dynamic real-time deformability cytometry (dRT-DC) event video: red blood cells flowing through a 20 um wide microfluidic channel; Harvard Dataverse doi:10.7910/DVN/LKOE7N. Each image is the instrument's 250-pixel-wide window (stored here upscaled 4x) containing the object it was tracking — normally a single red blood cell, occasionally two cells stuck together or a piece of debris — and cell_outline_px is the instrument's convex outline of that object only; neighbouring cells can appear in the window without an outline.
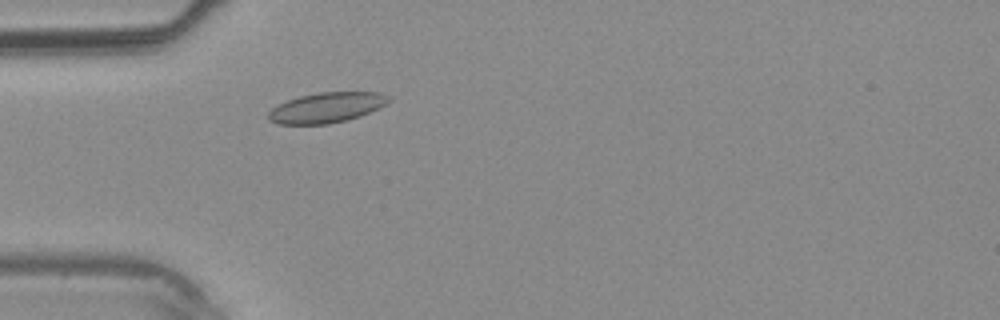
{"species": "common noctule bat (a hibernating species)", "species_latin": "Nyctalus noctula", "temperature_condition": "warm", "stored_images_in_passage": 30, "camera_frame_rate_fps": 3000, "um_per_image_px": 0.085, "animal": {"sex": "male", "body_mass_g": 20.4}, "frame": {"image": 1, "passage_image": 3, "time_ms": 0.667, "image_size_px": [1000, 320], "cell_outline_px": [[392, 100], [388, 104], [360, 116], [348, 120], [328, 124], [276, 124], [268, 120], [268, 112], [272, 108], [288, 100], [300, 96], [316, 92], [380, 92], [392, 96]], "centroid_in_image_um": [27.81, 9.14], "position_along_channel_um": 57.2, "area_um2": 21.44}}
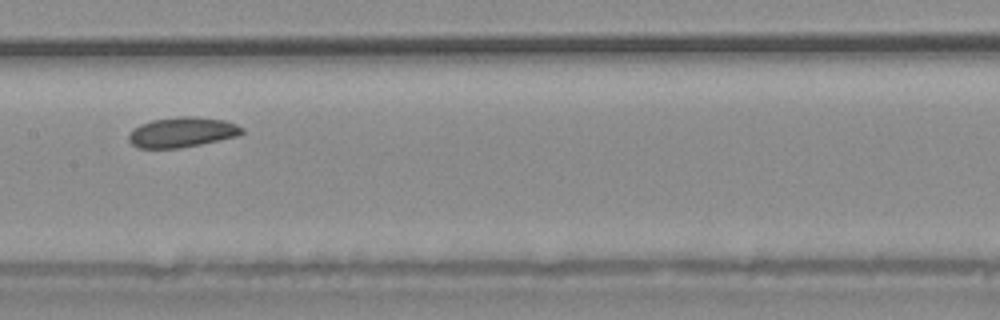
{"frame": {"image": 2, "passage_image": 11, "time_ms": 3.333, "image_size_px": [1000, 320], "cell_outline_px": [[244, 132], [236, 136], [200, 144], [180, 148], [136, 148], [128, 140], [128, 136], [140, 124], [152, 120], [180, 116], [192, 116], [224, 120], [236, 124], [244, 128]], "centroid_in_image_um": [15.47, 11.24], "position_along_channel_um": 191.9, "area_um2": 19.71}}
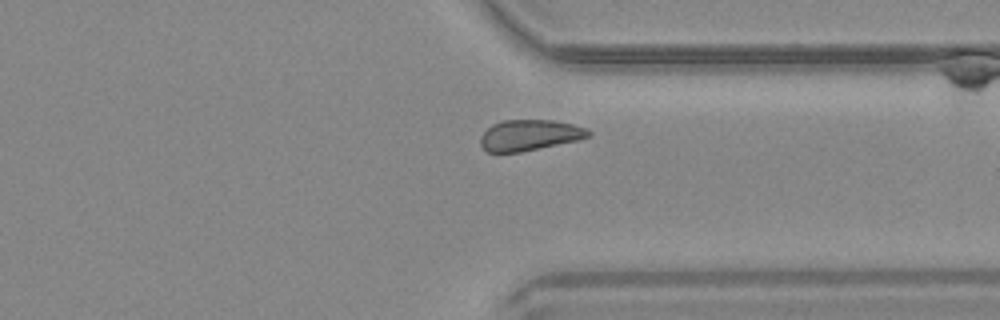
{"frame": {"image": 3, "passage_image": 21, "time_ms": 6.667, "image_size_px": [1000, 320], "cell_outline_px": [[592, 136], [576, 140], [520, 152], [488, 152], [480, 144], [480, 136], [492, 124], [504, 120], [556, 120], [588, 128], [592, 132]], "centroid_in_image_um": [45.03, 11.47], "position_along_channel_um": 366.4, "area_um2": 19.36}}